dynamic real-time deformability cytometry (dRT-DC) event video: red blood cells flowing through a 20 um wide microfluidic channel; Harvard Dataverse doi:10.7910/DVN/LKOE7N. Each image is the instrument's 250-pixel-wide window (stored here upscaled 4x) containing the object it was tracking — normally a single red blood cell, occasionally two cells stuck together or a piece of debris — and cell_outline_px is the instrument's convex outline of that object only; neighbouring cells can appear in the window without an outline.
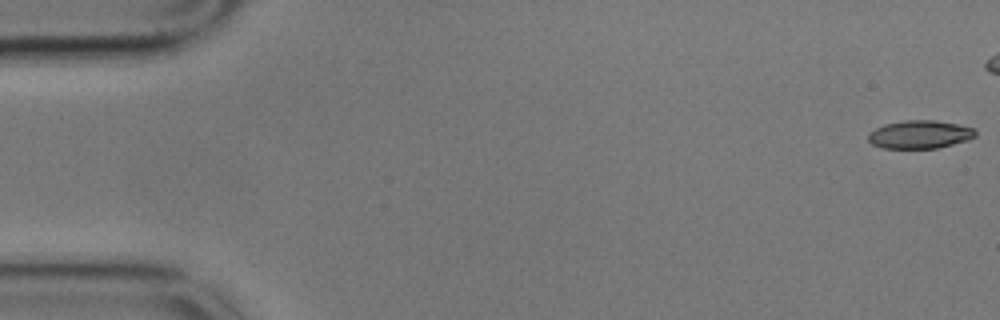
{"species": "common noctule bat (a hibernating species)", "species_latin": "Nyctalus noctula", "temperature_condition": "cold", "stored_images_in_passage": 46, "camera_frame_rate_fps": 3000, "um_per_image_px": 0.085, "animal": {"sex": "male", "body_mass_g": 17.9}, "frame": {"image": 1, "passage_image": 1, "time_ms": 0.0, "image_size_px": [1000, 320], "cell_outline_px": [[976, 136], [968, 140], [936, 148], [884, 148], [872, 144], [868, 140], [868, 132], [884, 124], [904, 120], [936, 120], [956, 124], [972, 128], [976, 132]], "centroid_in_image_um": [78.15, 11.42], "position_along_channel_um": 6.8, "area_um2": 17.51}}
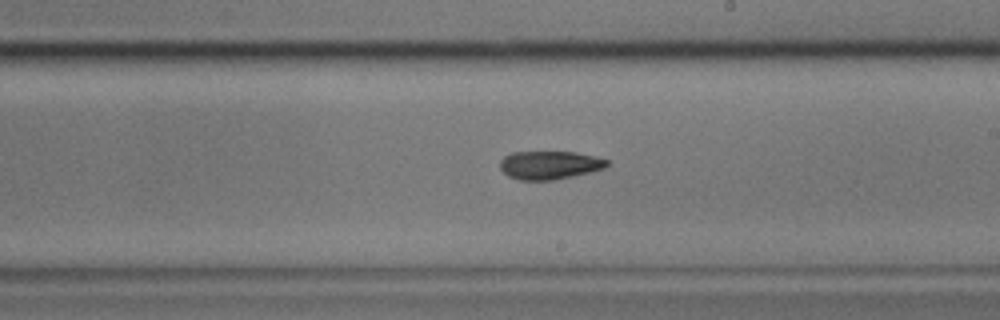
{"frame": {"image": 2, "passage_image": 32, "time_ms": 10.333, "image_size_px": [1000, 320], "cell_outline_px": [[612, 164], [604, 168], [556, 180], [520, 180], [508, 176], [500, 168], [500, 160], [504, 156], [512, 152], [576, 152], [608, 160]], "centroid_in_image_um": [46.7, 14.03], "position_along_channel_um": 242.3, "area_um2": 17.63}}
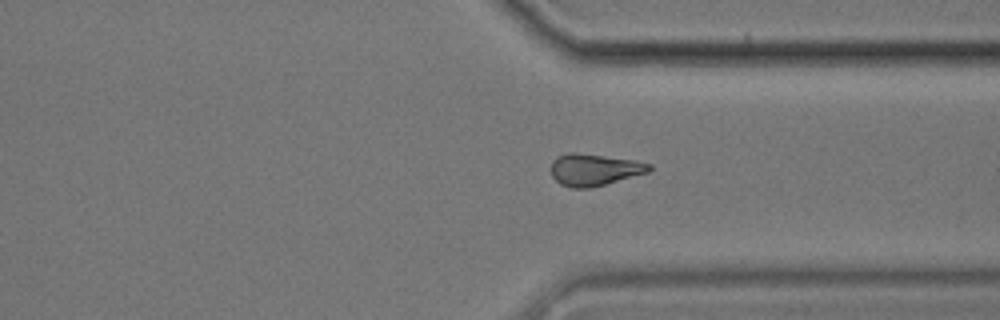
{"frame": {"image": 3, "passage_image": 42, "time_ms": 13.667, "image_size_px": [1000, 320], "cell_outline_px": [[652, 168], [648, 172], [604, 184], [588, 188], [572, 188], [560, 184], [552, 176], [552, 160], [556, 156], [568, 152], [572, 152], [636, 160], [652, 164]], "centroid_in_image_um": [50.5, 14.41], "position_along_channel_um": 360.9, "area_um2": 18.09}}